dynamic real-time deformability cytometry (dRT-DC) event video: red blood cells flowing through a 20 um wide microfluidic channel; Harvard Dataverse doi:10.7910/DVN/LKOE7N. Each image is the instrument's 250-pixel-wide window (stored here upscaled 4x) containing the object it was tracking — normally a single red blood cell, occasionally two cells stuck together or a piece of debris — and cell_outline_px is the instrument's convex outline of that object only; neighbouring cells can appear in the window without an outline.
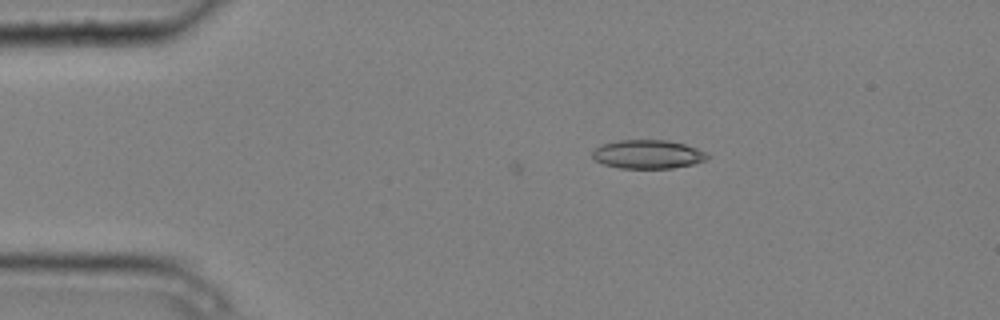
{"species": "common noctule bat (a hibernating species)", "species_latin": "Nyctalus noctula", "temperature_condition": "cold", "stored_images_in_passage": 5, "camera_frame_rate_fps": 3000, "um_per_image_px": 0.085, "animal": {"sex": "male", "body_mass_g": 20.4}, "frame": {"image": 1, "passage_image": 1, "time_ms": 0.0, "image_size_px": [1000, 320], "cell_outline_px": [[712, 156], [708, 160], [692, 164], [672, 168], [620, 168], [604, 164], [596, 160], [592, 156], [592, 152], [600, 144], [616, 140], [668, 140], [684, 144], [696, 148]], "centroid_in_image_um": [55.08, 13.11], "position_along_channel_um": 29.9, "area_um2": 19.31}}
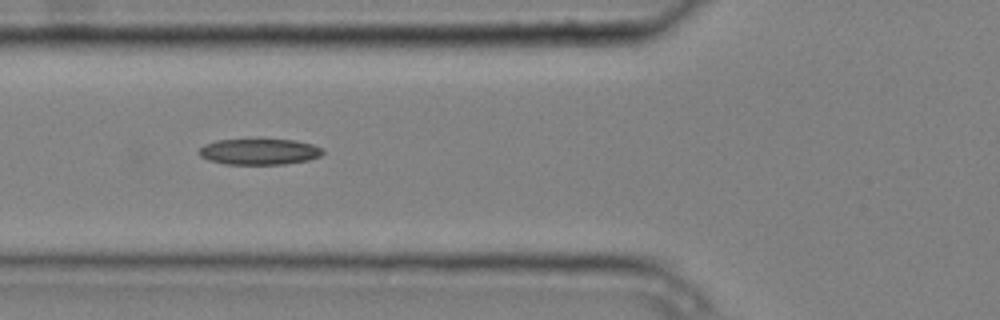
{"frame": {"image": 2, "passage_image": 4, "time_ms": 1.0, "image_size_px": [1000, 320], "cell_outline_px": [[324, 152], [320, 156], [308, 160], [284, 164], [224, 164], [208, 160], [200, 156], [196, 152], [204, 144], [216, 140], [256, 136], [296, 140], [312, 144], [324, 148]], "centroid_in_image_um": [22.01, 12.83], "position_along_channel_um": 103.8, "area_um2": 19.94}}
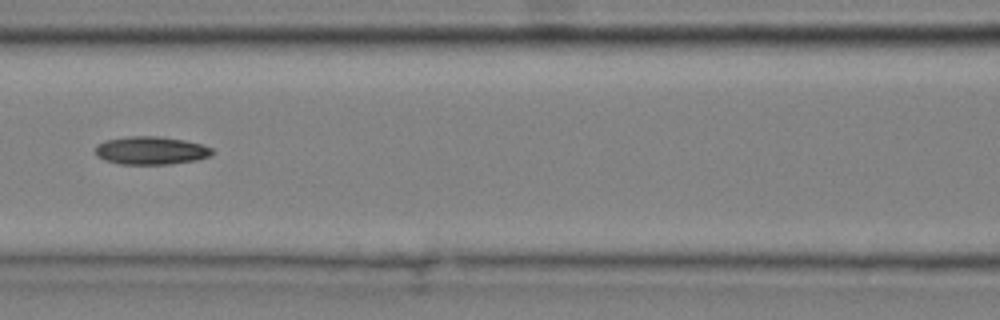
{"frame": {"image": 3, "passage_image": 5, "time_ms": 1.333, "image_size_px": [1000, 320], "cell_outline_px": [[216, 152], [212, 156], [196, 160], [168, 164], [120, 164], [104, 160], [96, 156], [96, 144], [104, 140], [132, 136], [160, 136], [184, 140], [200, 144], [212, 148]], "centroid_in_image_um": [12.84, 12.79], "position_along_channel_um": 153.8, "area_um2": 19.25}}